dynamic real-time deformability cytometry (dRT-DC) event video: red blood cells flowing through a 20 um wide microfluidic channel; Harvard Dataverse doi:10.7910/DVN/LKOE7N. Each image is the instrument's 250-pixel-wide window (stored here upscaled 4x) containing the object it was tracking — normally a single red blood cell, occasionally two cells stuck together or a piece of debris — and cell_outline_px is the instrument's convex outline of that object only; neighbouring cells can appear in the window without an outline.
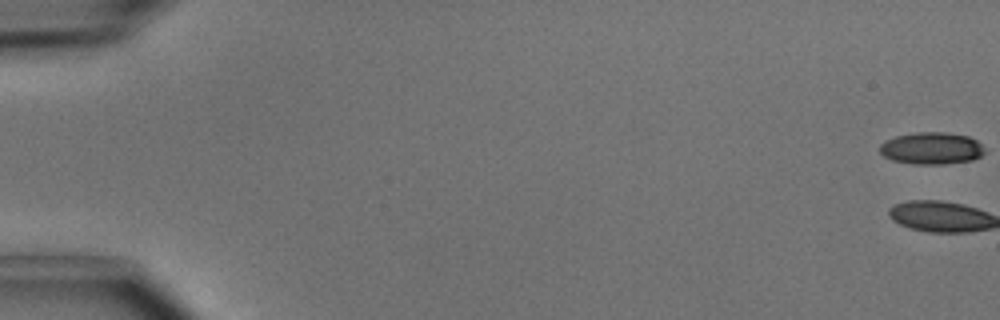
{"species": "common noctule bat (a hibernating species)", "species_latin": "Nyctalus noctula", "temperature_condition": "cold", "stored_images_in_passage": 51, "camera_frame_rate_fps": 3000, "um_per_image_px": 0.085, "animal": {"sex": "male", "body_mass_g": 15.6}, "frame": {"image": 1, "passage_image": 1, "time_ms": 0.0, "image_size_px": [1000, 320], "cell_outline_px": [[984, 152], [980, 156], [972, 160], [944, 164], [916, 164], [892, 160], [884, 156], [880, 152], [880, 144], [884, 140], [896, 136], [916, 132], [948, 132], [968, 136], [976, 140], [984, 148]], "centroid_in_image_um": [79.17, 12.59], "position_along_channel_um": 5.8, "area_um2": 19.59}}